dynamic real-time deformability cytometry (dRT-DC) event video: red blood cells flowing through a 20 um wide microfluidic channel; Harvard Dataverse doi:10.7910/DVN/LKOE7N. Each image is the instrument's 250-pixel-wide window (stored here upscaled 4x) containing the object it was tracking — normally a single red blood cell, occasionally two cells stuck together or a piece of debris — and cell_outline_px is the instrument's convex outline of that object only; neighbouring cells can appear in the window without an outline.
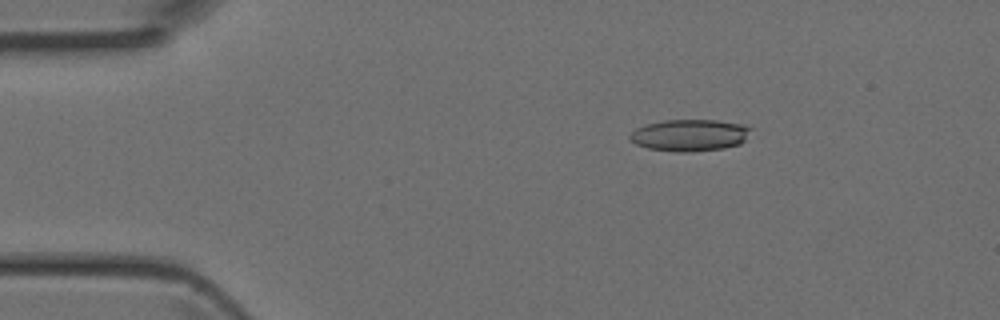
{"species": "Egyptian fruit bat (a non-hibernating species)", "species_latin": "Rousettus aegyptiacus", "temperature_condition": "room temperature", "stored_images_in_passage": 4, "camera_frame_rate_fps": 3000, "um_per_image_px": 0.085, "animal": {"sex": "female"}, "frame": {"image": 1, "passage_image": 2, "time_ms": 0.333, "image_size_px": [1000, 320], "cell_outline_px": [[752, 128], [744, 140], [740, 144], [724, 148], [688, 152], [676, 152], [648, 148], [636, 144], [628, 136], [636, 128], [644, 124], [664, 120], [716, 120], [740, 124]], "centroid_in_image_um": [58.6, 11.49], "position_along_channel_um": 26.4, "area_um2": 22.31}}
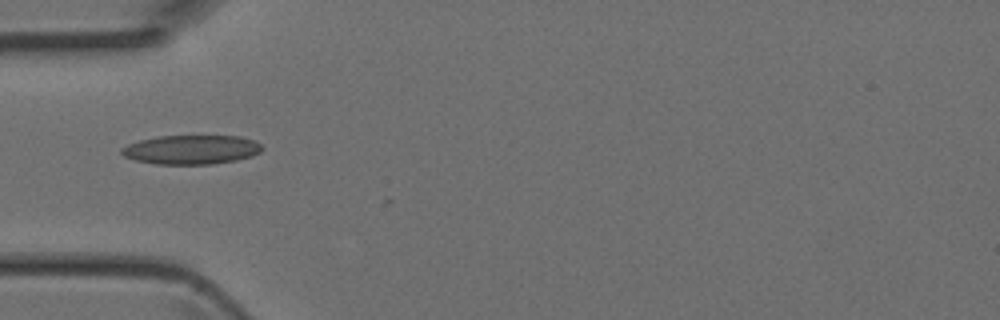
{"frame": {"image": 2, "passage_image": 4, "time_ms": 1.0, "image_size_px": [1000, 320], "cell_outline_px": [[264, 148], [260, 152], [252, 156], [236, 160], [212, 164], [156, 164], [136, 160], [124, 156], [120, 152], [120, 148], [128, 144], [140, 140], [156, 136], [240, 136], [256, 140]], "centroid_in_image_um": [16.28, 12.71], "position_along_channel_um": 68.7, "area_um2": 23.99}}